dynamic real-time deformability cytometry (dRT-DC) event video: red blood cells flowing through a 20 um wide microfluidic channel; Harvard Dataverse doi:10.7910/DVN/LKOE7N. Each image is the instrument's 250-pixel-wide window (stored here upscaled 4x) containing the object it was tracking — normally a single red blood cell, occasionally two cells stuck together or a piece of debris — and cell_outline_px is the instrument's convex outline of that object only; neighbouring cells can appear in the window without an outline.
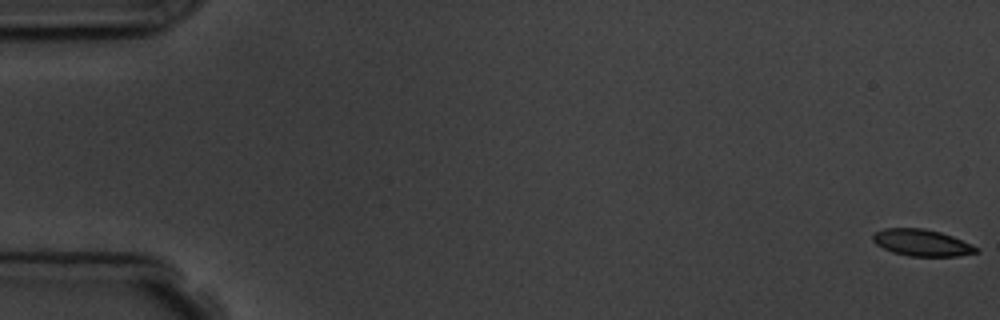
{"species": "common noctule bat (a hibernating species)", "species_latin": "Nyctalus noctula", "temperature_condition": "room temperature", "stored_images_in_passage": 5, "camera_frame_rate_fps": 3000, "um_per_image_px": 0.085, "animal": {"sex": "male", "body_mass_g": 19.5, "forearm_length_mm": 54.6}, "frame": {"image": 1, "passage_image": 1, "time_ms": 0.0, "image_size_px": [1000, 320], "cell_outline_px": [[980, 252], [960, 256], [908, 256], [892, 252], [876, 244], [872, 240], [872, 232], [884, 228], [924, 228], [940, 232], [952, 236], [972, 244], [980, 248]], "centroid_in_image_um": [78.36, 20.63], "position_along_channel_um": 6.6, "area_um2": 16.3}}
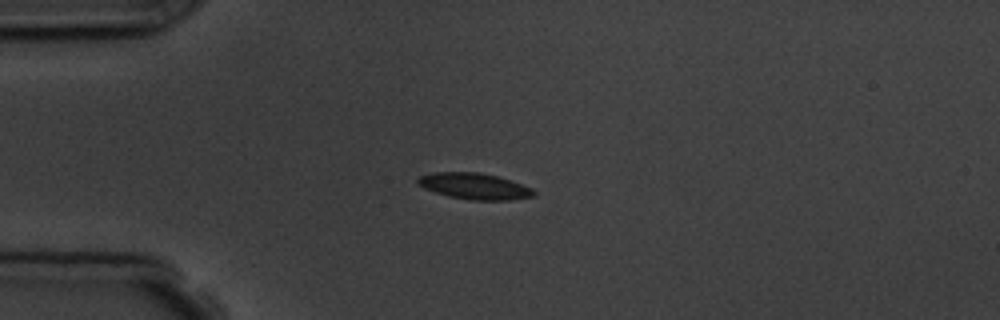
{"frame": {"image": 2, "passage_image": 5, "time_ms": 4.667, "image_size_px": [1000, 320], "cell_outline_px": [[536, 196], [508, 200], [472, 200], [448, 196], [424, 188], [416, 184], [416, 180], [420, 176], [436, 172], [480, 172], [496, 176], [532, 188], [536, 192]], "centroid_in_image_um": [40.32, 15.83], "position_along_channel_um": 44.7, "area_um2": 17.57}}